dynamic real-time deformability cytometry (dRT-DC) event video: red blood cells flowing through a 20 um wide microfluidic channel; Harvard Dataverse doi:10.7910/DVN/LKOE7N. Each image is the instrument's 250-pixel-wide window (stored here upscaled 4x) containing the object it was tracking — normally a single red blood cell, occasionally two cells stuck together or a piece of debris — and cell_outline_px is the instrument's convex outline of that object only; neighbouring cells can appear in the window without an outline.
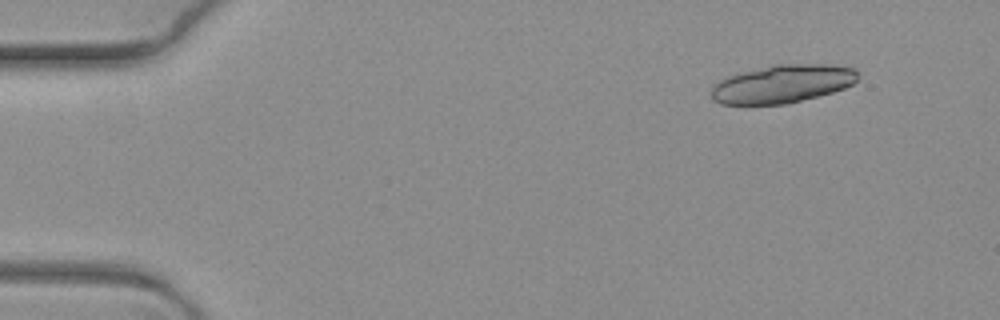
{"species": "common noctule bat (a hibernating species)", "species_latin": "Nyctalus noctula", "temperature_condition": "warm", "stored_images_in_passage": 7, "camera_frame_rate_fps": 3000, "um_per_image_px": 0.085, "animal": {"sex": "female", "body_mass_g": 19.3, "forearm_length_mm": 54.1}, "frame": {"image": 1, "passage_image": 2, "time_ms": 0.333, "image_size_px": [1000, 320], "cell_outline_px": [[856, 80], [852, 84], [844, 88], [832, 92], [788, 104], [720, 104], [712, 100], [712, 88], [720, 80], [728, 76], [740, 72], [772, 64], [828, 64], [856, 68]], "centroid_in_image_um": [66.49, 7.12], "position_along_channel_um": 18.5, "area_um2": 32.54}}